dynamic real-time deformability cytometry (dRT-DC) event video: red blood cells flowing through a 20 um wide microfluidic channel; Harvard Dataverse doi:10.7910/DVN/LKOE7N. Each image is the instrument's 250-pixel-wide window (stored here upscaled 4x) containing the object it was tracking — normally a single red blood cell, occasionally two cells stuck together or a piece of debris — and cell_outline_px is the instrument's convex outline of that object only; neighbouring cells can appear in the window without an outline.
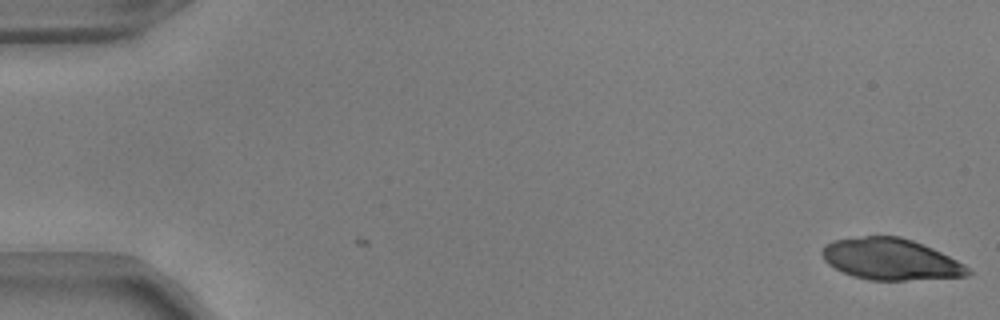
{"species": "common noctule bat (a hibernating species)", "species_latin": "Nyctalus noctula", "temperature_condition": "warm", "stored_images_in_passage": 2, "camera_frame_rate_fps": 3000, "um_per_image_px": 0.085, "animal": {"sex": "male", "body_mass_g": 17.9, "forearm_length_mm": 54.2}, "frame": {"image": 1, "passage_image": 2, "time_ms": 0.333, "image_size_px": [1000, 320], "cell_outline_px": [[972, 272], [968, 276], [904, 280], [868, 280], [852, 276], [828, 264], [824, 260], [820, 252], [824, 244], [832, 240], [864, 236], [900, 236], [912, 240], [932, 248], [964, 264]], "centroid_in_image_um": [75.66, 22.03], "position_along_channel_um": 9.3, "area_um2": 35.08}}